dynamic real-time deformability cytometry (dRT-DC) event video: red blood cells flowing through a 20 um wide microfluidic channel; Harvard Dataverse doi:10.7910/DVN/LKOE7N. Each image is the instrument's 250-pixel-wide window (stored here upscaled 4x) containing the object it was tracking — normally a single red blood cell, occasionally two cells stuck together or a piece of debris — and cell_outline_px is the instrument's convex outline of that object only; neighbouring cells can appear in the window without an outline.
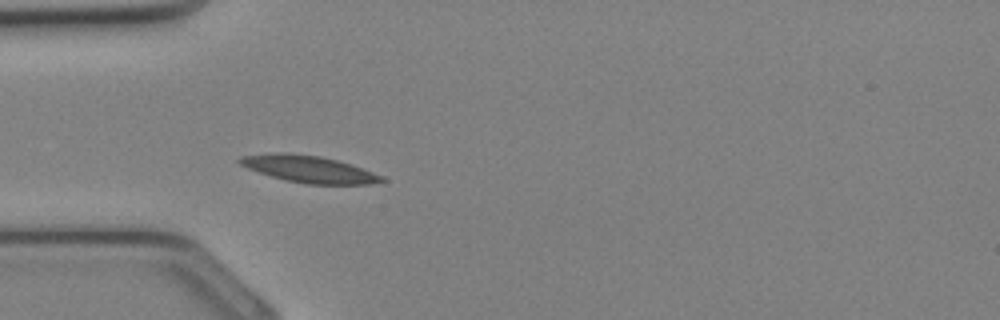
{"species": "Egyptian fruit bat (a non-hibernating species)", "species_latin": "Rousettus aegyptiacus", "temperature_condition": "cold", "stored_images_in_passage": 25, "camera_frame_rate_fps": 3000, "um_per_image_px": 0.085, "animal": {"sex": "female"}, "frame": {"image": 1, "passage_image": 1, "time_ms": 0.0, "image_size_px": [1000, 320], "cell_outline_px": [[388, 180], [368, 184], [308, 184], [284, 180], [248, 168], [240, 164], [236, 160], [240, 156], [280, 152], [284, 152], [320, 156], [352, 164], [384, 176]], "centroid_in_image_um": [26.28, 14.37], "position_along_channel_um": 58.7, "area_um2": 22.2}}
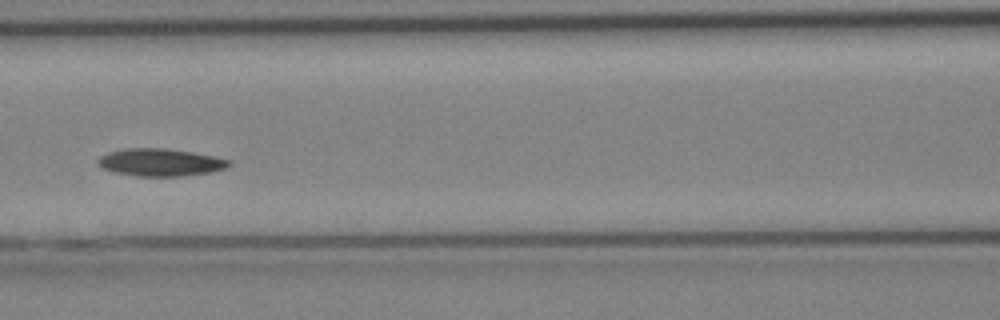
{"frame": {"image": 2, "passage_image": 6, "time_ms": 1.667, "image_size_px": [1000, 320], "cell_outline_px": [[232, 164], [228, 168], [212, 172], [180, 176], [136, 176], [116, 172], [104, 168], [96, 164], [96, 160], [100, 156], [108, 152], [124, 148], [164, 148], [192, 152], [216, 156], [232, 160]], "centroid_in_image_um": [13.67, 13.79], "position_along_channel_um": 152.9, "area_um2": 21.21}}
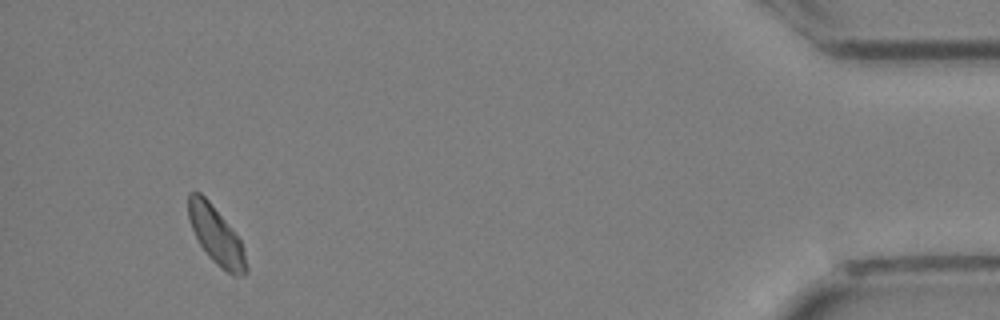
{"frame": {"image": 3, "passage_image": 23, "time_ms": 7.333, "image_size_px": [1000, 320], "cell_outline_px": [[248, 272], [244, 276], [232, 276], [220, 268], [208, 256], [200, 244], [192, 228], [188, 216], [188, 192], [200, 192], [208, 200], [240, 240], [244, 252], [248, 268]], "centroid_in_image_um": [18.38, 20.06], "position_along_channel_um": 416.8, "area_um2": 19.19}}